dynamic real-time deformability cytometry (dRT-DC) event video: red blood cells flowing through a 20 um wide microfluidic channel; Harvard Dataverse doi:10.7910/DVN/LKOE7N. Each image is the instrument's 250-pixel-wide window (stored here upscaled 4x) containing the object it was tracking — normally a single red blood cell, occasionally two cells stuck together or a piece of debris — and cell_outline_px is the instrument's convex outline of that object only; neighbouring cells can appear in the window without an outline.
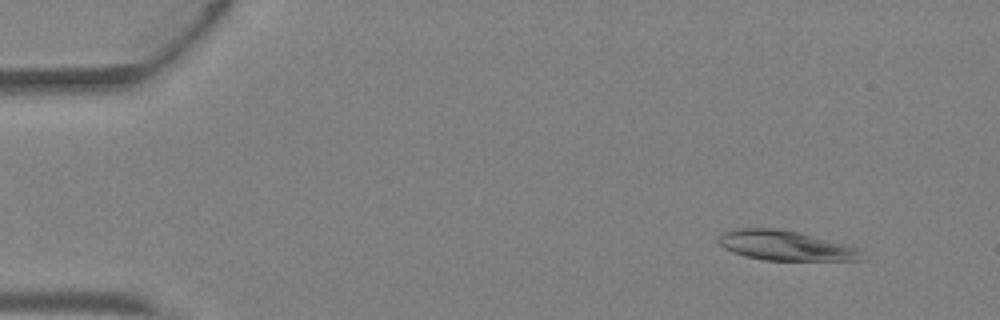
{"species": "Egyptian fruit bat (a non-hibernating species)", "species_latin": "Rousettus aegyptiacus", "temperature_condition": "warm", "stored_images_in_passage": 4, "camera_frame_rate_fps": 3000, "um_per_image_px": 0.085, "animal": {"sex": "female"}, "frame": {"image": 1, "passage_image": 4, "time_ms": 1.0, "image_size_px": [1000, 320], "cell_outline_px": [[864, 260], [764, 260], [744, 256], [732, 252], [724, 248], [716, 240], [724, 232], [732, 228], [776, 228], [796, 232], [860, 248]], "centroid_in_image_um": [66.72, 20.88], "position_along_channel_um": 18.3, "area_um2": 24.74}}